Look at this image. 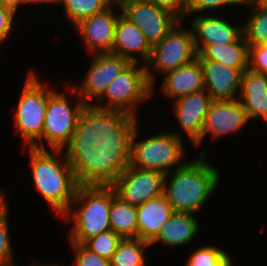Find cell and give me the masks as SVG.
Instances as JSON below:
<instances>
[{
	"label": "cell",
	"instance_id": "cell-9",
	"mask_svg": "<svg viewBox=\"0 0 267 266\" xmlns=\"http://www.w3.org/2000/svg\"><path fill=\"white\" fill-rule=\"evenodd\" d=\"M150 99L152 86L147 80L145 65L130 63L93 105L100 109L125 112L138 118L139 107Z\"/></svg>",
	"mask_w": 267,
	"mask_h": 266
},
{
	"label": "cell",
	"instance_id": "cell-14",
	"mask_svg": "<svg viewBox=\"0 0 267 266\" xmlns=\"http://www.w3.org/2000/svg\"><path fill=\"white\" fill-rule=\"evenodd\" d=\"M121 13L140 28L152 47L179 21L169 11L146 0H132L120 6Z\"/></svg>",
	"mask_w": 267,
	"mask_h": 266
},
{
	"label": "cell",
	"instance_id": "cell-39",
	"mask_svg": "<svg viewBox=\"0 0 267 266\" xmlns=\"http://www.w3.org/2000/svg\"><path fill=\"white\" fill-rule=\"evenodd\" d=\"M8 192L5 188H0V215L9 207L8 203Z\"/></svg>",
	"mask_w": 267,
	"mask_h": 266
},
{
	"label": "cell",
	"instance_id": "cell-18",
	"mask_svg": "<svg viewBox=\"0 0 267 266\" xmlns=\"http://www.w3.org/2000/svg\"><path fill=\"white\" fill-rule=\"evenodd\" d=\"M203 70L204 89L213 101L238 99L241 79L247 69H237L221 62L198 59Z\"/></svg>",
	"mask_w": 267,
	"mask_h": 266
},
{
	"label": "cell",
	"instance_id": "cell-21",
	"mask_svg": "<svg viewBox=\"0 0 267 266\" xmlns=\"http://www.w3.org/2000/svg\"><path fill=\"white\" fill-rule=\"evenodd\" d=\"M238 100L250 122L263 120L267 124V75L247 69L242 75Z\"/></svg>",
	"mask_w": 267,
	"mask_h": 266
},
{
	"label": "cell",
	"instance_id": "cell-16",
	"mask_svg": "<svg viewBox=\"0 0 267 266\" xmlns=\"http://www.w3.org/2000/svg\"><path fill=\"white\" fill-rule=\"evenodd\" d=\"M247 123L250 124L249 118L238 99L213 101L206 114L202 143L207 137L216 142L227 135L238 134Z\"/></svg>",
	"mask_w": 267,
	"mask_h": 266
},
{
	"label": "cell",
	"instance_id": "cell-36",
	"mask_svg": "<svg viewBox=\"0 0 267 266\" xmlns=\"http://www.w3.org/2000/svg\"><path fill=\"white\" fill-rule=\"evenodd\" d=\"M159 8L165 9L179 20L186 19L187 0H146Z\"/></svg>",
	"mask_w": 267,
	"mask_h": 266
},
{
	"label": "cell",
	"instance_id": "cell-4",
	"mask_svg": "<svg viewBox=\"0 0 267 266\" xmlns=\"http://www.w3.org/2000/svg\"><path fill=\"white\" fill-rule=\"evenodd\" d=\"M112 200L111 186L79 185L70 208L60 218L69 226L72 224L66 231L68 242L83 244L89 238L111 230L109 214Z\"/></svg>",
	"mask_w": 267,
	"mask_h": 266
},
{
	"label": "cell",
	"instance_id": "cell-31",
	"mask_svg": "<svg viewBox=\"0 0 267 266\" xmlns=\"http://www.w3.org/2000/svg\"><path fill=\"white\" fill-rule=\"evenodd\" d=\"M244 5L245 0H187L186 16L196 14H209L214 12L221 14L225 7H232L237 9L238 7L241 8Z\"/></svg>",
	"mask_w": 267,
	"mask_h": 266
},
{
	"label": "cell",
	"instance_id": "cell-3",
	"mask_svg": "<svg viewBox=\"0 0 267 266\" xmlns=\"http://www.w3.org/2000/svg\"><path fill=\"white\" fill-rule=\"evenodd\" d=\"M22 152L29 157L35 192L61 218L70 208L79 186L63 149L25 147Z\"/></svg>",
	"mask_w": 267,
	"mask_h": 266
},
{
	"label": "cell",
	"instance_id": "cell-38",
	"mask_svg": "<svg viewBox=\"0 0 267 266\" xmlns=\"http://www.w3.org/2000/svg\"><path fill=\"white\" fill-rule=\"evenodd\" d=\"M59 3H60V0H22V8H24L25 6H30L31 4L32 5H44L46 4L49 5L48 7L52 6L54 7V5H58L59 6Z\"/></svg>",
	"mask_w": 267,
	"mask_h": 266
},
{
	"label": "cell",
	"instance_id": "cell-27",
	"mask_svg": "<svg viewBox=\"0 0 267 266\" xmlns=\"http://www.w3.org/2000/svg\"><path fill=\"white\" fill-rule=\"evenodd\" d=\"M242 8H246L250 14L242 24V33L248 46L267 44V7L243 6Z\"/></svg>",
	"mask_w": 267,
	"mask_h": 266
},
{
	"label": "cell",
	"instance_id": "cell-26",
	"mask_svg": "<svg viewBox=\"0 0 267 266\" xmlns=\"http://www.w3.org/2000/svg\"><path fill=\"white\" fill-rule=\"evenodd\" d=\"M149 248L150 243L142 239H122L110 260V266H147L150 254H146V250Z\"/></svg>",
	"mask_w": 267,
	"mask_h": 266
},
{
	"label": "cell",
	"instance_id": "cell-32",
	"mask_svg": "<svg viewBox=\"0 0 267 266\" xmlns=\"http://www.w3.org/2000/svg\"><path fill=\"white\" fill-rule=\"evenodd\" d=\"M10 206L0 215V266H7L16 262L10 234Z\"/></svg>",
	"mask_w": 267,
	"mask_h": 266
},
{
	"label": "cell",
	"instance_id": "cell-2",
	"mask_svg": "<svg viewBox=\"0 0 267 266\" xmlns=\"http://www.w3.org/2000/svg\"><path fill=\"white\" fill-rule=\"evenodd\" d=\"M207 152L201 149L194 159L165 174L164 195L173 212L197 215L216 194L222 176L218 167L210 164Z\"/></svg>",
	"mask_w": 267,
	"mask_h": 266
},
{
	"label": "cell",
	"instance_id": "cell-13",
	"mask_svg": "<svg viewBox=\"0 0 267 266\" xmlns=\"http://www.w3.org/2000/svg\"><path fill=\"white\" fill-rule=\"evenodd\" d=\"M212 102V98L205 89L174 100L171 103V109L181 128L170 132L183 140H185V136L191 146L198 149L202 144V130Z\"/></svg>",
	"mask_w": 267,
	"mask_h": 266
},
{
	"label": "cell",
	"instance_id": "cell-34",
	"mask_svg": "<svg viewBox=\"0 0 267 266\" xmlns=\"http://www.w3.org/2000/svg\"><path fill=\"white\" fill-rule=\"evenodd\" d=\"M249 69L267 75V44L249 47Z\"/></svg>",
	"mask_w": 267,
	"mask_h": 266
},
{
	"label": "cell",
	"instance_id": "cell-1",
	"mask_svg": "<svg viewBox=\"0 0 267 266\" xmlns=\"http://www.w3.org/2000/svg\"><path fill=\"white\" fill-rule=\"evenodd\" d=\"M139 118L125 112L85 105L65 147L93 146L101 153L131 154V140Z\"/></svg>",
	"mask_w": 267,
	"mask_h": 266
},
{
	"label": "cell",
	"instance_id": "cell-20",
	"mask_svg": "<svg viewBox=\"0 0 267 266\" xmlns=\"http://www.w3.org/2000/svg\"><path fill=\"white\" fill-rule=\"evenodd\" d=\"M161 79L163 80L157 91L167 97L171 103L178 98L204 90L203 70L197 58L167 72Z\"/></svg>",
	"mask_w": 267,
	"mask_h": 266
},
{
	"label": "cell",
	"instance_id": "cell-37",
	"mask_svg": "<svg viewBox=\"0 0 267 266\" xmlns=\"http://www.w3.org/2000/svg\"><path fill=\"white\" fill-rule=\"evenodd\" d=\"M0 5L11 9L16 14H20L18 9L22 6V0H0Z\"/></svg>",
	"mask_w": 267,
	"mask_h": 266
},
{
	"label": "cell",
	"instance_id": "cell-6",
	"mask_svg": "<svg viewBox=\"0 0 267 266\" xmlns=\"http://www.w3.org/2000/svg\"><path fill=\"white\" fill-rule=\"evenodd\" d=\"M139 128L141 127L138 125L131 140L130 166L168 174L190 160L186 159L188 148L185 140L176 137L169 130L166 131L167 129L139 138Z\"/></svg>",
	"mask_w": 267,
	"mask_h": 266
},
{
	"label": "cell",
	"instance_id": "cell-23",
	"mask_svg": "<svg viewBox=\"0 0 267 266\" xmlns=\"http://www.w3.org/2000/svg\"><path fill=\"white\" fill-rule=\"evenodd\" d=\"M136 210L137 238L149 243L158 236L163 225L174 213L164 194L142 203Z\"/></svg>",
	"mask_w": 267,
	"mask_h": 266
},
{
	"label": "cell",
	"instance_id": "cell-25",
	"mask_svg": "<svg viewBox=\"0 0 267 266\" xmlns=\"http://www.w3.org/2000/svg\"><path fill=\"white\" fill-rule=\"evenodd\" d=\"M111 230L125 238H137V210L135 206L122 201L113 189V200L109 214Z\"/></svg>",
	"mask_w": 267,
	"mask_h": 266
},
{
	"label": "cell",
	"instance_id": "cell-22",
	"mask_svg": "<svg viewBox=\"0 0 267 266\" xmlns=\"http://www.w3.org/2000/svg\"><path fill=\"white\" fill-rule=\"evenodd\" d=\"M200 229L199 217L195 214L174 212L150 245L160 243L169 249L181 248L193 243Z\"/></svg>",
	"mask_w": 267,
	"mask_h": 266
},
{
	"label": "cell",
	"instance_id": "cell-7",
	"mask_svg": "<svg viewBox=\"0 0 267 266\" xmlns=\"http://www.w3.org/2000/svg\"><path fill=\"white\" fill-rule=\"evenodd\" d=\"M63 83L66 84L63 91H59L57 88L48 97L41 136V149H64L70 142L79 116L86 105L77 92L69 86L71 85L70 81L68 84Z\"/></svg>",
	"mask_w": 267,
	"mask_h": 266
},
{
	"label": "cell",
	"instance_id": "cell-30",
	"mask_svg": "<svg viewBox=\"0 0 267 266\" xmlns=\"http://www.w3.org/2000/svg\"><path fill=\"white\" fill-rule=\"evenodd\" d=\"M122 239L112 230H108L89 238L83 245L100 257L110 261Z\"/></svg>",
	"mask_w": 267,
	"mask_h": 266
},
{
	"label": "cell",
	"instance_id": "cell-33",
	"mask_svg": "<svg viewBox=\"0 0 267 266\" xmlns=\"http://www.w3.org/2000/svg\"><path fill=\"white\" fill-rule=\"evenodd\" d=\"M69 245L71 250H73L72 252H74L72 253L74 254L72 266H110L109 260L95 254L83 244L69 243ZM61 265L65 266L63 263Z\"/></svg>",
	"mask_w": 267,
	"mask_h": 266
},
{
	"label": "cell",
	"instance_id": "cell-40",
	"mask_svg": "<svg viewBox=\"0 0 267 266\" xmlns=\"http://www.w3.org/2000/svg\"><path fill=\"white\" fill-rule=\"evenodd\" d=\"M244 6L267 7V0H245V5Z\"/></svg>",
	"mask_w": 267,
	"mask_h": 266
},
{
	"label": "cell",
	"instance_id": "cell-10",
	"mask_svg": "<svg viewBox=\"0 0 267 266\" xmlns=\"http://www.w3.org/2000/svg\"><path fill=\"white\" fill-rule=\"evenodd\" d=\"M184 20H179L173 28L151 48V55L145 64L146 75L152 86V97L156 92L158 75H164L186 65L197 58L191 28L184 27ZM157 75V76H156Z\"/></svg>",
	"mask_w": 267,
	"mask_h": 266
},
{
	"label": "cell",
	"instance_id": "cell-28",
	"mask_svg": "<svg viewBox=\"0 0 267 266\" xmlns=\"http://www.w3.org/2000/svg\"><path fill=\"white\" fill-rule=\"evenodd\" d=\"M112 4V0H60L59 6L62 5V15L75 26L81 20L103 12Z\"/></svg>",
	"mask_w": 267,
	"mask_h": 266
},
{
	"label": "cell",
	"instance_id": "cell-41",
	"mask_svg": "<svg viewBox=\"0 0 267 266\" xmlns=\"http://www.w3.org/2000/svg\"><path fill=\"white\" fill-rule=\"evenodd\" d=\"M32 261V264L31 265H29V266H41L43 263H42V261L41 262H39V260L37 261V259L36 258H32L31 259ZM18 263L17 262H15V263H13V264H10V265H7V266H18L17 265ZM20 266V265H19Z\"/></svg>",
	"mask_w": 267,
	"mask_h": 266
},
{
	"label": "cell",
	"instance_id": "cell-12",
	"mask_svg": "<svg viewBox=\"0 0 267 266\" xmlns=\"http://www.w3.org/2000/svg\"><path fill=\"white\" fill-rule=\"evenodd\" d=\"M164 179L162 172L128 166L111 187L122 201L137 207L164 194Z\"/></svg>",
	"mask_w": 267,
	"mask_h": 266
},
{
	"label": "cell",
	"instance_id": "cell-29",
	"mask_svg": "<svg viewBox=\"0 0 267 266\" xmlns=\"http://www.w3.org/2000/svg\"><path fill=\"white\" fill-rule=\"evenodd\" d=\"M219 245H200L186 259L185 266H234L231 255Z\"/></svg>",
	"mask_w": 267,
	"mask_h": 266
},
{
	"label": "cell",
	"instance_id": "cell-11",
	"mask_svg": "<svg viewBox=\"0 0 267 266\" xmlns=\"http://www.w3.org/2000/svg\"><path fill=\"white\" fill-rule=\"evenodd\" d=\"M88 57L91 63L84 78L77 84L72 82L71 87L86 105H93L131 62L113 53H95Z\"/></svg>",
	"mask_w": 267,
	"mask_h": 266
},
{
	"label": "cell",
	"instance_id": "cell-5",
	"mask_svg": "<svg viewBox=\"0 0 267 266\" xmlns=\"http://www.w3.org/2000/svg\"><path fill=\"white\" fill-rule=\"evenodd\" d=\"M23 88L14 109L12 120L16 135H21L23 148L41 149V136L44 125L48 97L57 89L50 86V79L41 80L35 69H28ZM53 87V88H52ZM15 107V108H14Z\"/></svg>",
	"mask_w": 267,
	"mask_h": 266
},
{
	"label": "cell",
	"instance_id": "cell-35",
	"mask_svg": "<svg viewBox=\"0 0 267 266\" xmlns=\"http://www.w3.org/2000/svg\"><path fill=\"white\" fill-rule=\"evenodd\" d=\"M17 18V19H16ZM20 17L16 16L11 9L3 7L0 5V41L4 43V45L9 42L8 39L12 33H14V29L18 26L15 21H19ZM12 32V33H11Z\"/></svg>",
	"mask_w": 267,
	"mask_h": 266
},
{
	"label": "cell",
	"instance_id": "cell-15",
	"mask_svg": "<svg viewBox=\"0 0 267 266\" xmlns=\"http://www.w3.org/2000/svg\"><path fill=\"white\" fill-rule=\"evenodd\" d=\"M120 13L121 8L117 4H112L103 12L87 17L73 27L82 41L81 44L84 43L87 55L111 53L115 25Z\"/></svg>",
	"mask_w": 267,
	"mask_h": 266
},
{
	"label": "cell",
	"instance_id": "cell-44",
	"mask_svg": "<svg viewBox=\"0 0 267 266\" xmlns=\"http://www.w3.org/2000/svg\"><path fill=\"white\" fill-rule=\"evenodd\" d=\"M3 44H4V43L0 41V48H1V46H2V48H3Z\"/></svg>",
	"mask_w": 267,
	"mask_h": 266
},
{
	"label": "cell",
	"instance_id": "cell-42",
	"mask_svg": "<svg viewBox=\"0 0 267 266\" xmlns=\"http://www.w3.org/2000/svg\"><path fill=\"white\" fill-rule=\"evenodd\" d=\"M41 266H62L61 263H59L58 261H52L51 263H43Z\"/></svg>",
	"mask_w": 267,
	"mask_h": 266
},
{
	"label": "cell",
	"instance_id": "cell-24",
	"mask_svg": "<svg viewBox=\"0 0 267 266\" xmlns=\"http://www.w3.org/2000/svg\"><path fill=\"white\" fill-rule=\"evenodd\" d=\"M197 59L214 60L237 69H249V46L242 34L235 42L229 44L204 45L197 52Z\"/></svg>",
	"mask_w": 267,
	"mask_h": 266
},
{
	"label": "cell",
	"instance_id": "cell-17",
	"mask_svg": "<svg viewBox=\"0 0 267 266\" xmlns=\"http://www.w3.org/2000/svg\"><path fill=\"white\" fill-rule=\"evenodd\" d=\"M194 16L196 17L187 15L185 20L190 21L189 18L192 17L188 26L191 28L197 52L204 45L235 42L243 34L242 24L236 23V19L233 20L235 22H231V19L224 12L221 15L220 13H209Z\"/></svg>",
	"mask_w": 267,
	"mask_h": 266
},
{
	"label": "cell",
	"instance_id": "cell-8",
	"mask_svg": "<svg viewBox=\"0 0 267 266\" xmlns=\"http://www.w3.org/2000/svg\"><path fill=\"white\" fill-rule=\"evenodd\" d=\"M78 185L111 186L130 166L131 154L101 153L93 146L64 147Z\"/></svg>",
	"mask_w": 267,
	"mask_h": 266
},
{
	"label": "cell",
	"instance_id": "cell-19",
	"mask_svg": "<svg viewBox=\"0 0 267 266\" xmlns=\"http://www.w3.org/2000/svg\"><path fill=\"white\" fill-rule=\"evenodd\" d=\"M151 48L140 28L120 13L115 25L111 53L126 58L131 63L145 65L150 58Z\"/></svg>",
	"mask_w": 267,
	"mask_h": 266
},
{
	"label": "cell",
	"instance_id": "cell-43",
	"mask_svg": "<svg viewBox=\"0 0 267 266\" xmlns=\"http://www.w3.org/2000/svg\"><path fill=\"white\" fill-rule=\"evenodd\" d=\"M128 1H132V0H112V3L117 4L120 7L122 4H124Z\"/></svg>",
	"mask_w": 267,
	"mask_h": 266
}]
</instances>
